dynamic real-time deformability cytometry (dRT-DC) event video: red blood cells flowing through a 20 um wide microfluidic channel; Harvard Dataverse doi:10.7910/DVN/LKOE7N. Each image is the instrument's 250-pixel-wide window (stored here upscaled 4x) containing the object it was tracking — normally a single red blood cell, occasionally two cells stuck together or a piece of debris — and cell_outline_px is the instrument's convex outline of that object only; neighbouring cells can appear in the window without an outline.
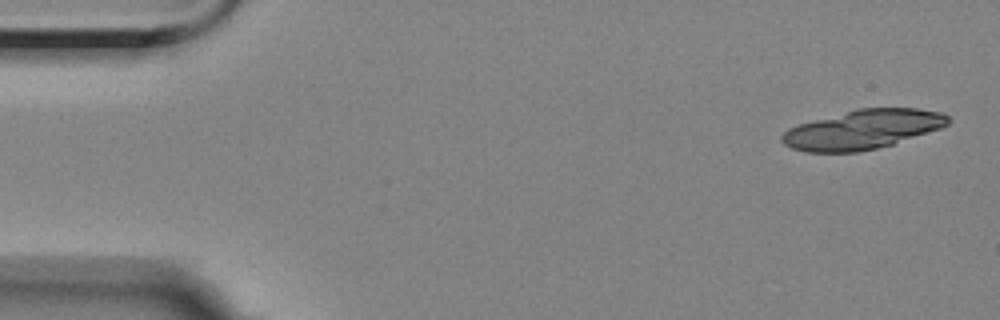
{"species": "Egyptian fruit bat (a non-hibernating species)", "species_latin": "Rousettus aegyptiacus", "temperature_condition": "room temperature", "stored_images_in_passage": 18, "camera_frame_rate_fps": 3000, "um_per_image_px": 0.085, "animal": {"sex": "female"}, "frame": {"image": 1, "passage_image": 2, "time_ms": 0.333, "image_size_px": [1000, 320], "cell_outline_px": [[952, 120], [948, 124], [940, 128], [892, 144], [860, 152], [804, 152], [792, 148], [784, 144], [780, 140], [780, 136], [788, 128], [800, 124], [856, 108], [916, 108], [944, 112]], "centroid_in_image_um": [73.33, 11.0], "position_along_channel_um": 11.7, "area_um2": 37.97}}